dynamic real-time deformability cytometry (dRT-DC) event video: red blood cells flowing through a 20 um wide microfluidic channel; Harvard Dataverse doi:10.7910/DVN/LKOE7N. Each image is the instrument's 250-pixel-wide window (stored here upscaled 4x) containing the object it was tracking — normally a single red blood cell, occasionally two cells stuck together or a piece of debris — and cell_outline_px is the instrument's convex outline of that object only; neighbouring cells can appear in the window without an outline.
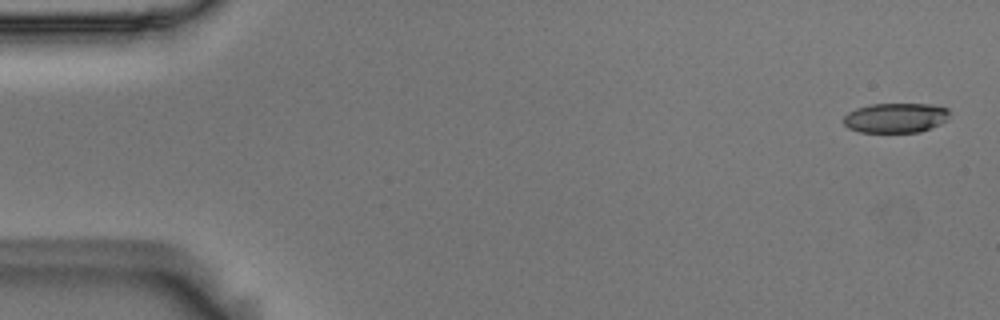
{"species": "Egyptian fruit bat (a non-hibernating species)", "species_latin": "Rousettus aegyptiacus", "temperature_condition": "room temperature", "stored_images_in_passage": 4, "camera_frame_rate_fps": 3000, "um_per_image_px": 0.085, "animal": {"sex": "male"}, "frame": {"image": 1, "passage_image": 1, "time_ms": 0.0, "image_size_px": [1000, 320], "cell_outline_px": [[948, 120], [940, 124], [920, 132], [860, 132], [848, 128], [844, 124], [844, 116], [848, 112], [856, 108], [868, 104], [928, 104], [948, 108]], "centroid_in_image_um": [76.11, 10.01], "position_along_channel_um": 8.9, "area_um2": 18.44}}
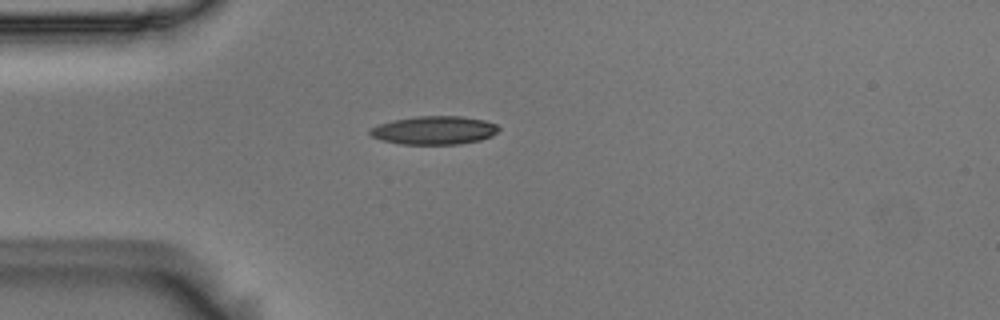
{"frame": {"image": 2, "passage_image": 4, "time_ms": 1.0, "image_size_px": [1000, 320], "cell_outline_px": [[500, 128], [492, 136], [480, 140], [460, 144], [400, 144], [380, 140], [372, 136], [368, 132], [368, 128], [392, 120], [416, 116], [460, 116], [484, 120], [496, 124]], "centroid_in_image_um": [36.88, 11.07], "position_along_channel_um": 48.1, "area_um2": 21.39}}